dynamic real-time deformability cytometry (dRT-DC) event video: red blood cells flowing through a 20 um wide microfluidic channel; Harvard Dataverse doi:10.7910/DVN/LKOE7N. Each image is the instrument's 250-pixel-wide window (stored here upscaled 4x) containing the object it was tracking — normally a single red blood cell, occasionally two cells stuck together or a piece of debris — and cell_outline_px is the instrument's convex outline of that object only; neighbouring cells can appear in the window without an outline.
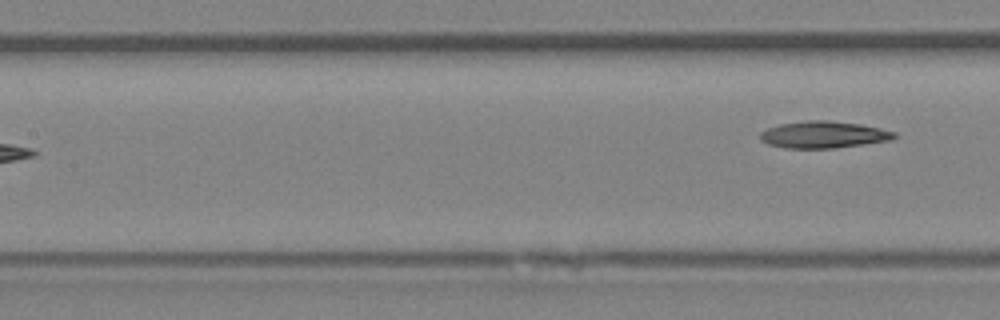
{"species": "Egyptian fruit bat (a non-hibernating species)", "species_latin": "Rousettus aegyptiacus", "temperature_condition": "room temperature", "stored_images_in_passage": 6, "camera_frame_rate_fps": 3000, "um_per_image_px": 0.085, "animal": {"sex": "female"}, "frame": {"image": 1, "passage_image": 6, "time_ms": 6.667, "image_size_px": [1000, 320], "cell_outline_px": [[896, 136], [892, 140], [832, 148], [788, 148], [768, 144], [760, 140], [760, 132], [768, 128], [780, 124], [804, 120], [828, 120], [860, 124], [880, 128], [896, 132]], "centroid_in_image_um": [69.99, 11.44], "position_along_channel_um": 137.4, "area_um2": 20.92}}